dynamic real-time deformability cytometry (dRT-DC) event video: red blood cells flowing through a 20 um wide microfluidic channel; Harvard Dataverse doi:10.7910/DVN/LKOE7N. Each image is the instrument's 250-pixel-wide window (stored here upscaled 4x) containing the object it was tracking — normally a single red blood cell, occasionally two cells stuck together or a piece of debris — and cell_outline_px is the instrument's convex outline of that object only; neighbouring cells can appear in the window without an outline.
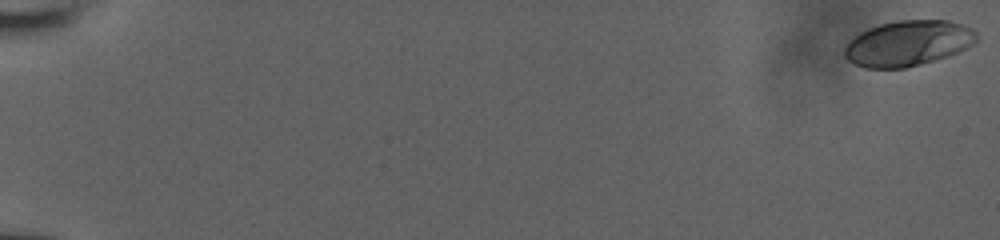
{"species": "human", "species_latin": "Homo sapiens", "temperature_condition": "room temperature", "stored_images_in_passage": 16, "camera_frame_rate_fps": 3000, "um_per_image_px": 0.085, "donor": {"sex": "male"}, "frame": {"image": 1, "passage_image": 1, "time_ms": 0.0, "image_size_px": [1000, 240], "cell_outline_px": [[976, 40], [972, 44], [948, 56], [904, 68], [864, 68], [848, 60], [844, 56], [844, 48], [860, 32], [868, 28], [880, 24], [896, 20], [948, 20], [972, 28], [976, 32]], "centroid_in_image_um": [77.16, 3.67], "position_along_channel_um": 7.8, "area_um2": 34.62}}
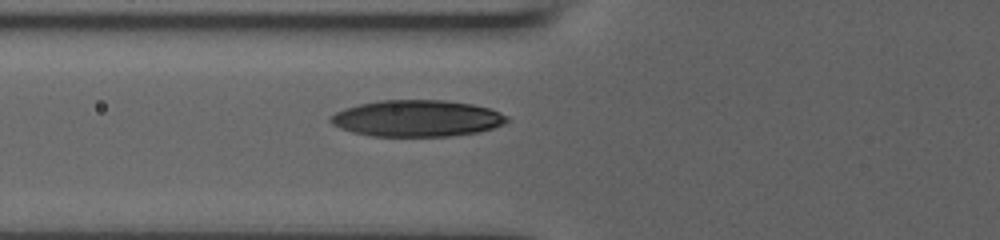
{"frame": {"image": 2, "passage_image": 12, "time_ms": 8.0, "image_size_px": [1000, 240], "cell_outline_px": [[508, 120], [504, 124], [492, 128], [476, 132], [452, 136], [372, 136], [352, 132], [340, 128], [332, 124], [328, 120], [336, 112], [344, 108], [360, 104], [380, 100], [444, 100], [472, 104], [488, 108], [500, 112], [508, 116]], "centroid_in_image_um": [35.43, 10.06], "position_along_channel_um": 90.4, "area_um2": 37.45}}
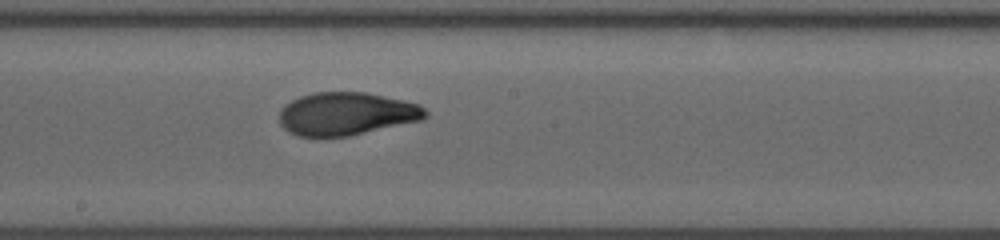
{"frame": {"image": 3, "passage_image": 16, "time_ms": 11.333, "image_size_px": [1000, 240], "cell_outline_px": [[428, 116], [424, 120], [348, 136], [300, 136], [288, 132], [280, 124], [280, 108], [284, 104], [300, 96], [316, 92], [364, 92], [384, 96], [420, 104], [428, 112]], "centroid_in_image_um": [29.47, 9.67], "position_along_channel_um": 218.7, "area_um2": 36.65}}